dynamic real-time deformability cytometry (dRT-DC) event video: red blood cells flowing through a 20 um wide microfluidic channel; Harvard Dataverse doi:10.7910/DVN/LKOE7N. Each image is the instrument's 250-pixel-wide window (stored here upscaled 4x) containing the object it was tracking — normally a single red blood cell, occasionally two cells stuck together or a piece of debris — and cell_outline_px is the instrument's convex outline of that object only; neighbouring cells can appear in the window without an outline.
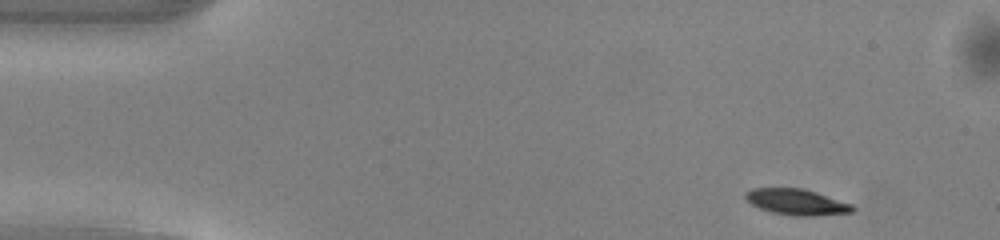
{"species": "common noctule bat (a hibernating species)", "species_latin": "Nyctalus noctula", "temperature_condition": "warm", "stored_images_in_passage": 7, "camera_frame_rate_fps": 3000, "um_per_image_px": 0.085, "animal": {"sex": "male", "body_mass_g": 13.0, "forearm_length_mm": 53.1}, "frame": {"image": 1, "passage_image": 1, "time_ms": 0.0, "image_size_px": [1000, 240], "cell_outline_px": [[856, 208], [852, 212], [816, 216], [796, 216], [772, 212], [760, 208], [752, 204], [744, 196], [744, 192], [752, 188], [800, 188], [816, 192], [852, 204]], "centroid_in_image_um": [67.72, 17.17], "position_along_channel_um": 17.3, "area_um2": 16.13}}